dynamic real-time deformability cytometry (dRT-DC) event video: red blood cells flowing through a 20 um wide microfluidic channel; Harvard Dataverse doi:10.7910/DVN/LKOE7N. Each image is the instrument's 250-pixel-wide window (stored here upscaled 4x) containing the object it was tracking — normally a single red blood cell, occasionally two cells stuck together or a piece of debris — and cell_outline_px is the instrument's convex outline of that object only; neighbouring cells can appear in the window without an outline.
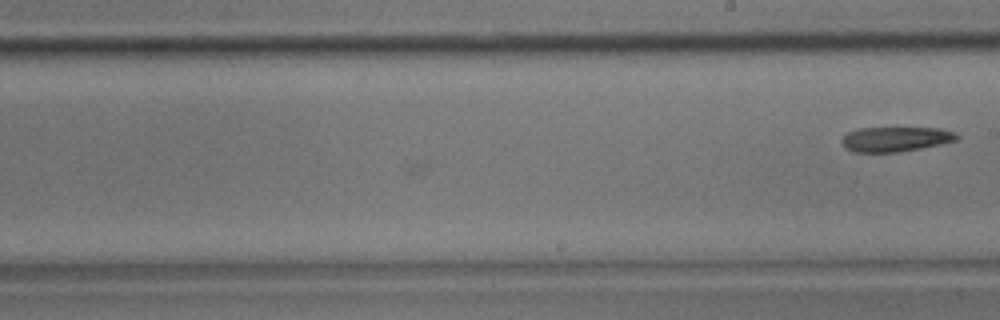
{"species": "common noctule bat (a hibernating species)", "species_latin": "Nyctalus noctula", "temperature_condition": "room temperature", "stored_images_in_passage": 17, "camera_frame_rate_fps": 3000, "um_per_image_px": 0.085, "animal": {"sex": "male", "body_mass_g": 17.9}, "frame": {"image": 1, "passage_image": 17, "time_ms": 5.333, "image_size_px": [1000, 320], "cell_outline_px": [[960, 136], [956, 140], [940, 144], [900, 152], [852, 152], [844, 148], [840, 140], [848, 132], [860, 128], [940, 128], [956, 132]], "centroid_in_image_um": [76.1, 11.83], "position_along_channel_um": 212.9, "area_um2": 16.7}}